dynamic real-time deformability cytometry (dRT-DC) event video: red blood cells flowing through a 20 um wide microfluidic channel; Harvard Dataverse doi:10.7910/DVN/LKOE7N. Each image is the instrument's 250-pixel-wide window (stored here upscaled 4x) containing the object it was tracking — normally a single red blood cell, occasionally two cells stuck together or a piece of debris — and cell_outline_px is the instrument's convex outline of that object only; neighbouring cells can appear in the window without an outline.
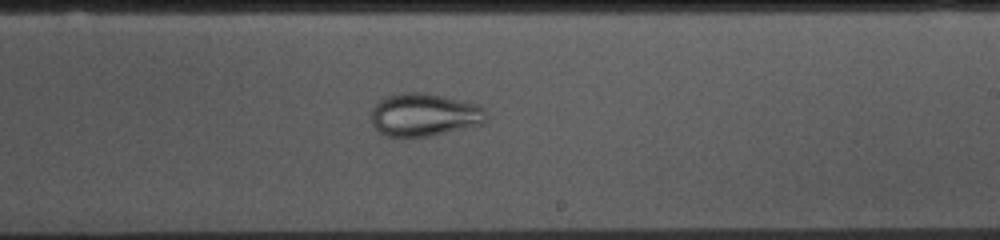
{"species": "common noctule bat (a hibernating species)", "species_latin": "Nyctalus noctula", "temperature_condition": "cold", "stored_images_in_passage": 53, "camera_frame_rate_fps": 3000, "um_per_image_px": 0.085, "animal": {"sex": "female", "body_mass_g": 10.0, "forearm_length_mm": 53.1}, "frame": {"image": 1, "passage_image": 30, "time_ms": 9.667, "image_size_px": [1000, 240], "cell_outline_px": [[484, 120], [480, 124], [432, 136], [384, 136], [372, 124], [372, 108], [384, 96], [404, 92], [424, 92], [476, 104], [484, 108]], "centroid_in_image_um": [36.0, 9.75], "position_along_channel_um": 253.0, "area_um2": 28.38}}
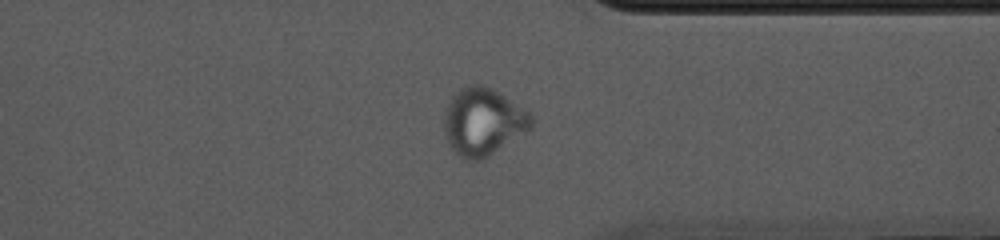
{"frame": {"image": 2, "passage_image": 40, "time_ms": 13.0, "image_size_px": [1000, 240], "cell_outline_px": [[536, 120], [532, 128], [488, 156], [480, 160], [464, 160], [448, 144], [444, 136], [444, 112], [452, 96], [460, 88], [468, 84], [484, 84], [492, 88], [532, 112]], "centroid_in_image_um": [41.09, 10.32], "position_along_channel_um": 370.3, "area_um2": 34.74}}
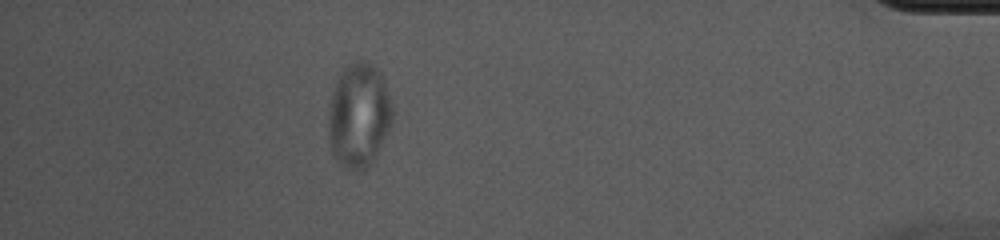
{"frame": {"image": 3, "passage_image": 47, "time_ms": 15.333, "image_size_px": [1000, 240], "cell_outline_px": [[392, 120], [376, 156], [372, 164], [364, 172], [356, 172], [344, 168], [332, 156], [328, 140], [328, 108], [332, 92], [340, 68], [356, 60], [368, 60], [380, 72], [384, 80], [392, 104]], "centroid_in_image_um": [30.46, 9.82], "position_along_channel_um": 404.7, "area_um2": 39.94}}